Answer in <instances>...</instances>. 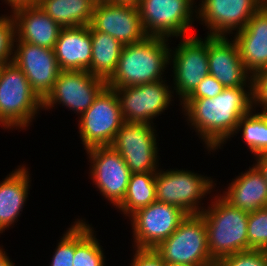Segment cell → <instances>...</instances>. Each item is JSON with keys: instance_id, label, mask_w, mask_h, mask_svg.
Segmentation results:
<instances>
[{"instance_id": "obj_1", "label": "cell", "mask_w": 267, "mask_h": 266, "mask_svg": "<svg viewBox=\"0 0 267 266\" xmlns=\"http://www.w3.org/2000/svg\"><path fill=\"white\" fill-rule=\"evenodd\" d=\"M179 107L186 124L211 155L223 149L240 119L253 109L252 86L224 88L214 98L185 99Z\"/></svg>"}, {"instance_id": "obj_2", "label": "cell", "mask_w": 267, "mask_h": 266, "mask_svg": "<svg viewBox=\"0 0 267 266\" xmlns=\"http://www.w3.org/2000/svg\"><path fill=\"white\" fill-rule=\"evenodd\" d=\"M170 40L147 36L141 42L123 46L116 70L106 81L107 86L115 89L167 79L164 74L169 71L170 44H173Z\"/></svg>"}, {"instance_id": "obj_3", "label": "cell", "mask_w": 267, "mask_h": 266, "mask_svg": "<svg viewBox=\"0 0 267 266\" xmlns=\"http://www.w3.org/2000/svg\"><path fill=\"white\" fill-rule=\"evenodd\" d=\"M218 193V194H217ZM201 212L206 224L208 250L219 259L248 250V212L233 207L217 191Z\"/></svg>"}, {"instance_id": "obj_4", "label": "cell", "mask_w": 267, "mask_h": 266, "mask_svg": "<svg viewBox=\"0 0 267 266\" xmlns=\"http://www.w3.org/2000/svg\"><path fill=\"white\" fill-rule=\"evenodd\" d=\"M41 110L43 101L32 90L21 69L14 62L0 66V127L8 132L26 131Z\"/></svg>"}, {"instance_id": "obj_5", "label": "cell", "mask_w": 267, "mask_h": 266, "mask_svg": "<svg viewBox=\"0 0 267 266\" xmlns=\"http://www.w3.org/2000/svg\"><path fill=\"white\" fill-rule=\"evenodd\" d=\"M215 182L218 181L212 176L202 175L194 170H165L160 166L155 175L156 201L176 206L187 215L201 214L208 205L205 203L203 206V200L209 199L213 196V191L219 190ZM208 195L210 196L207 197Z\"/></svg>"}, {"instance_id": "obj_6", "label": "cell", "mask_w": 267, "mask_h": 266, "mask_svg": "<svg viewBox=\"0 0 267 266\" xmlns=\"http://www.w3.org/2000/svg\"><path fill=\"white\" fill-rule=\"evenodd\" d=\"M168 265L215 266L202 214L187 215L175 232L153 249Z\"/></svg>"}, {"instance_id": "obj_7", "label": "cell", "mask_w": 267, "mask_h": 266, "mask_svg": "<svg viewBox=\"0 0 267 266\" xmlns=\"http://www.w3.org/2000/svg\"><path fill=\"white\" fill-rule=\"evenodd\" d=\"M196 3L197 0H140L137 8L148 36L177 40L196 34L193 31L197 22Z\"/></svg>"}, {"instance_id": "obj_8", "label": "cell", "mask_w": 267, "mask_h": 266, "mask_svg": "<svg viewBox=\"0 0 267 266\" xmlns=\"http://www.w3.org/2000/svg\"><path fill=\"white\" fill-rule=\"evenodd\" d=\"M206 36V37H205ZM193 34L179 37L177 47H170L171 86L181 104L209 74L208 36ZM173 69V70H172Z\"/></svg>"}, {"instance_id": "obj_9", "label": "cell", "mask_w": 267, "mask_h": 266, "mask_svg": "<svg viewBox=\"0 0 267 266\" xmlns=\"http://www.w3.org/2000/svg\"><path fill=\"white\" fill-rule=\"evenodd\" d=\"M77 119V133L85 151L110 146L124 123L116 90L106 86Z\"/></svg>"}, {"instance_id": "obj_10", "label": "cell", "mask_w": 267, "mask_h": 266, "mask_svg": "<svg viewBox=\"0 0 267 266\" xmlns=\"http://www.w3.org/2000/svg\"><path fill=\"white\" fill-rule=\"evenodd\" d=\"M157 136L156 125L124 122L110 146L122 156L131 173L157 172L161 165Z\"/></svg>"}, {"instance_id": "obj_11", "label": "cell", "mask_w": 267, "mask_h": 266, "mask_svg": "<svg viewBox=\"0 0 267 266\" xmlns=\"http://www.w3.org/2000/svg\"><path fill=\"white\" fill-rule=\"evenodd\" d=\"M167 81L115 88L124 122L156 124L154 119L170 109L175 100Z\"/></svg>"}, {"instance_id": "obj_12", "label": "cell", "mask_w": 267, "mask_h": 266, "mask_svg": "<svg viewBox=\"0 0 267 266\" xmlns=\"http://www.w3.org/2000/svg\"><path fill=\"white\" fill-rule=\"evenodd\" d=\"M107 86L106 81L85 70L61 71L53 89L43 100V110L66 107L79 117L91 107L98 94ZM57 108H56V107Z\"/></svg>"}, {"instance_id": "obj_13", "label": "cell", "mask_w": 267, "mask_h": 266, "mask_svg": "<svg viewBox=\"0 0 267 266\" xmlns=\"http://www.w3.org/2000/svg\"><path fill=\"white\" fill-rule=\"evenodd\" d=\"M89 164V179L101 196L116 209L127 192L131 171L122 156L111 146L85 151Z\"/></svg>"}, {"instance_id": "obj_14", "label": "cell", "mask_w": 267, "mask_h": 266, "mask_svg": "<svg viewBox=\"0 0 267 266\" xmlns=\"http://www.w3.org/2000/svg\"><path fill=\"white\" fill-rule=\"evenodd\" d=\"M186 216L178 207L157 201L137 210L128 218L132 227V248L154 249L175 232Z\"/></svg>"}, {"instance_id": "obj_15", "label": "cell", "mask_w": 267, "mask_h": 266, "mask_svg": "<svg viewBox=\"0 0 267 266\" xmlns=\"http://www.w3.org/2000/svg\"><path fill=\"white\" fill-rule=\"evenodd\" d=\"M197 4V21L206 27L207 36L230 37L246 26L262 0H199Z\"/></svg>"}, {"instance_id": "obj_16", "label": "cell", "mask_w": 267, "mask_h": 266, "mask_svg": "<svg viewBox=\"0 0 267 266\" xmlns=\"http://www.w3.org/2000/svg\"><path fill=\"white\" fill-rule=\"evenodd\" d=\"M28 79L32 90L43 101L61 72L54 49L14 41L13 60Z\"/></svg>"}, {"instance_id": "obj_17", "label": "cell", "mask_w": 267, "mask_h": 266, "mask_svg": "<svg viewBox=\"0 0 267 266\" xmlns=\"http://www.w3.org/2000/svg\"><path fill=\"white\" fill-rule=\"evenodd\" d=\"M90 26L112 36L124 46L141 42L148 36L137 6L96 3Z\"/></svg>"}, {"instance_id": "obj_18", "label": "cell", "mask_w": 267, "mask_h": 266, "mask_svg": "<svg viewBox=\"0 0 267 266\" xmlns=\"http://www.w3.org/2000/svg\"><path fill=\"white\" fill-rule=\"evenodd\" d=\"M208 65L209 74L225 88L252 86V75L246 70L231 36H208Z\"/></svg>"}, {"instance_id": "obj_19", "label": "cell", "mask_w": 267, "mask_h": 266, "mask_svg": "<svg viewBox=\"0 0 267 266\" xmlns=\"http://www.w3.org/2000/svg\"><path fill=\"white\" fill-rule=\"evenodd\" d=\"M246 70L253 76L267 67V10L262 6L246 26L231 36Z\"/></svg>"}, {"instance_id": "obj_20", "label": "cell", "mask_w": 267, "mask_h": 266, "mask_svg": "<svg viewBox=\"0 0 267 266\" xmlns=\"http://www.w3.org/2000/svg\"><path fill=\"white\" fill-rule=\"evenodd\" d=\"M30 168L18 165L0 181V233L14 228L18 222L31 189ZM19 217V218H18ZM12 226V227H11ZM0 234V235H1Z\"/></svg>"}, {"instance_id": "obj_21", "label": "cell", "mask_w": 267, "mask_h": 266, "mask_svg": "<svg viewBox=\"0 0 267 266\" xmlns=\"http://www.w3.org/2000/svg\"><path fill=\"white\" fill-rule=\"evenodd\" d=\"M11 15L15 24L14 41L54 49L62 27L39 6L21 8Z\"/></svg>"}, {"instance_id": "obj_22", "label": "cell", "mask_w": 267, "mask_h": 266, "mask_svg": "<svg viewBox=\"0 0 267 266\" xmlns=\"http://www.w3.org/2000/svg\"><path fill=\"white\" fill-rule=\"evenodd\" d=\"M54 52L61 71H88L92 59L91 26L62 28Z\"/></svg>"}, {"instance_id": "obj_23", "label": "cell", "mask_w": 267, "mask_h": 266, "mask_svg": "<svg viewBox=\"0 0 267 266\" xmlns=\"http://www.w3.org/2000/svg\"><path fill=\"white\" fill-rule=\"evenodd\" d=\"M234 178L219 192L227 202L248 213L267 207V182L254 164Z\"/></svg>"}, {"instance_id": "obj_24", "label": "cell", "mask_w": 267, "mask_h": 266, "mask_svg": "<svg viewBox=\"0 0 267 266\" xmlns=\"http://www.w3.org/2000/svg\"><path fill=\"white\" fill-rule=\"evenodd\" d=\"M94 0H40L39 7L62 28L90 25Z\"/></svg>"}, {"instance_id": "obj_25", "label": "cell", "mask_w": 267, "mask_h": 266, "mask_svg": "<svg viewBox=\"0 0 267 266\" xmlns=\"http://www.w3.org/2000/svg\"><path fill=\"white\" fill-rule=\"evenodd\" d=\"M92 59L88 70L93 76L107 81L115 72L123 46L112 36L91 27Z\"/></svg>"}, {"instance_id": "obj_26", "label": "cell", "mask_w": 267, "mask_h": 266, "mask_svg": "<svg viewBox=\"0 0 267 266\" xmlns=\"http://www.w3.org/2000/svg\"><path fill=\"white\" fill-rule=\"evenodd\" d=\"M75 220V254L73 266H106L105 249L96 237L92 224L78 216Z\"/></svg>"}, {"instance_id": "obj_27", "label": "cell", "mask_w": 267, "mask_h": 266, "mask_svg": "<svg viewBox=\"0 0 267 266\" xmlns=\"http://www.w3.org/2000/svg\"><path fill=\"white\" fill-rule=\"evenodd\" d=\"M156 172L131 173L127 192L115 209L127 219L137 210L156 202Z\"/></svg>"}, {"instance_id": "obj_28", "label": "cell", "mask_w": 267, "mask_h": 266, "mask_svg": "<svg viewBox=\"0 0 267 266\" xmlns=\"http://www.w3.org/2000/svg\"><path fill=\"white\" fill-rule=\"evenodd\" d=\"M241 134V141L248 147L252 158L267 154V112L252 109L244 115L239 123L233 137Z\"/></svg>"}, {"instance_id": "obj_29", "label": "cell", "mask_w": 267, "mask_h": 266, "mask_svg": "<svg viewBox=\"0 0 267 266\" xmlns=\"http://www.w3.org/2000/svg\"><path fill=\"white\" fill-rule=\"evenodd\" d=\"M248 250H264L267 247V207L248 214Z\"/></svg>"}, {"instance_id": "obj_30", "label": "cell", "mask_w": 267, "mask_h": 266, "mask_svg": "<svg viewBox=\"0 0 267 266\" xmlns=\"http://www.w3.org/2000/svg\"><path fill=\"white\" fill-rule=\"evenodd\" d=\"M62 234L49 261V266H73L75 254V221Z\"/></svg>"}, {"instance_id": "obj_31", "label": "cell", "mask_w": 267, "mask_h": 266, "mask_svg": "<svg viewBox=\"0 0 267 266\" xmlns=\"http://www.w3.org/2000/svg\"><path fill=\"white\" fill-rule=\"evenodd\" d=\"M15 24L11 14H0V66L12 62Z\"/></svg>"}, {"instance_id": "obj_32", "label": "cell", "mask_w": 267, "mask_h": 266, "mask_svg": "<svg viewBox=\"0 0 267 266\" xmlns=\"http://www.w3.org/2000/svg\"><path fill=\"white\" fill-rule=\"evenodd\" d=\"M215 266H267V257L263 250H247L219 259Z\"/></svg>"}, {"instance_id": "obj_33", "label": "cell", "mask_w": 267, "mask_h": 266, "mask_svg": "<svg viewBox=\"0 0 267 266\" xmlns=\"http://www.w3.org/2000/svg\"><path fill=\"white\" fill-rule=\"evenodd\" d=\"M253 109L267 112V67L252 76ZM257 107V108H256Z\"/></svg>"}, {"instance_id": "obj_34", "label": "cell", "mask_w": 267, "mask_h": 266, "mask_svg": "<svg viewBox=\"0 0 267 266\" xmlns=\"http://www.w3.org/2000/svg\"><path fill=\"white\" fill-rule=\"evenodd\" d=\"M225 87L212 75L208 74L186 99L214 98Z\"/></svg>"}, {"instance_id": "obj_35", "label": "cell", "mask_w": 267, "mask_h": 266, "mask_svg": "<svg viewBox=\"0 0 267 266\" xmlns=\"http://www.w3.org/2000/svg\"><path fill=\"white\" fill-rule=\"evenodd\" d=\"M132 251L129 266H168L153 249L133 248Z\"/></svg>"}, {"instance_id": "obj_36", "label": "cell", "mask_w": 267, "mask_h": 266, "mask_svg": "<svg viewBox=\"0 0 267 266\" xmlns=\"http://www.w3.org/2000/svg\"><path fill=\"white\" fill-rule=\"evenodd\" d=\"M2 3L5 2L6 5L9 6V14H12L14 11L21 9V8H27V7H35L39 6L40 0H1Z\"/></svg>"}, {"instance_id": "obj_37", "label": "cell", "mask_w": 267, "mask_h": 266, "mask_svg": "<svg viewBox=\"0 0 267 266\" xmlns=\"http://www.w3.org/2000/svg\"><path fill=\"white\" fill-rule=\"evenodd\" d=\"M253 164L263 174L265 181L267 182V154H263L254 158Z\"/></svg>"}, {"instance_id": "obj_38", "label": "cell", "mask_w": 267, "mask_h": 266, "mask_svg": "<svg viewBox=\"0 0 267 266\" xmlns=\"http://www.w3.org/2000/svg\"><path fill=\"white\" fill-rule=\"evenodd\" d=\"M0 266H16L2 245H0Z\"/></svg>"}, {"instance_id": "obj_39", "label": "cell", "mask_w": 267, "mask_h": 266, "mask_svg": "<svg viewBox=\"0 0 267 266\" xmlns=\"http://www.w3.org/2000/svg\"><path fill=\"white\" fill-rule=\"evenodd\" d=\"M140 0H111L110 3L137 6Z\"/></svg>"}, {"instance_id": "obj_40", "label": "cell", "mask_w": 267, "mask_h": 266, "mask_svg": "<svg viewBox=\"0 0 267 266\" xmlns=\"http://www.w3.org/2000/svg\"><path fill=\"white\" fill-rule=\"evenodd\" d=\"M262 7L267 10V0H262Z\"/></svg>"}, {"instance_id": "obj_41", "label": "cell", "mask_w": 267, "mask_h": 266, "mask_svg": "<svg viewBox=\"0 0 267 266\" xmlns=\"http://www.w3.org/2000/svg\"><path fill=\"white\" fill-rule=\"evenodd\" d=\"M171 266H194V265H171Z\"/></svg>"}, {"instance_id": "obj_42", "label": "cell", "mask_w": 267, "mask_h": 266, "mask_svg": "<svg viewBox=\"0 0 267 266\" xmlns=\"http://www.w3.org/2000/svg\"><path fill=\"white\" fill-rule=\"evenodd\" d=\"M267 257V247L263 250Z\"/></svg>"}]
</instances>
